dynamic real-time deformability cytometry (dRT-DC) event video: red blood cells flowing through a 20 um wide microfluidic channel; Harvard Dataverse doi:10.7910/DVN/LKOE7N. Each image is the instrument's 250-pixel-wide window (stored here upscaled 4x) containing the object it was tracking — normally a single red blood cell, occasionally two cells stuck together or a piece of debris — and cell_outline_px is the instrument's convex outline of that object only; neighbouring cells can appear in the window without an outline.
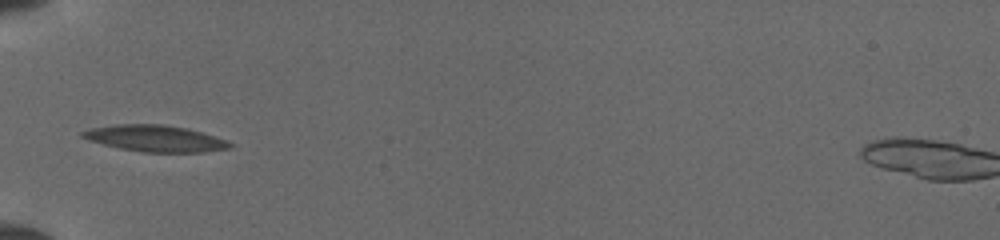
{"species": "common noctule bat (a hibernating species)", "species_latin": "Nyctalus noctula", "temperature_condition": "cold", "stored_images_in_passage": 32, "camera_frame_rate_fps": 3000, "um_per_image_px": 0.085, "animal": {"sex": "female", "body_mass_g": 19.5, "forearm_length_mm": 54.1}, "frame": {"image": 1, "passage_image": 1, "time_ms": 0.0, "image_size_px": [1000, 240], "cell_outline_px": [[236, 144], [232, 148], [204, 152], [144, 152], [120, 148], [88, 140], [80, 136], [80, 132], [92, 128], [116, 124], [164, 124], [188, 128], [216, 136], [228, 140]], "centroid_in_image_um": [13.27, 11.76], "position_along_channel_um": 71.7, "area_um2": 22.89}}
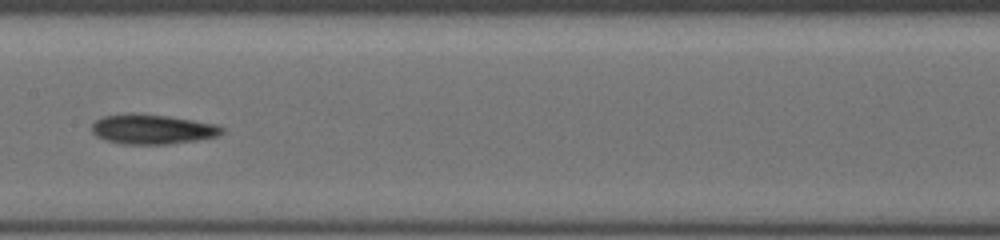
{"frame": {"image": 2, "passage_image": 10, "time_ms": 3.0, "image_size_px": [1000, 240], "cell_outline_px": [[224, 132], [220, 136], [196, 140], [168, 144], [120, 144], [104, 140], [96, 136], [92, 132], [92, 124], [96, 120], [104, 116], [124, 112], [132, 112], [168, 116], [216, 124], [224, 128]], "centroid_in_image_um": [12.93, 10.98], "position_along_channel_um": 194.5, "area_um2": 22.89}}
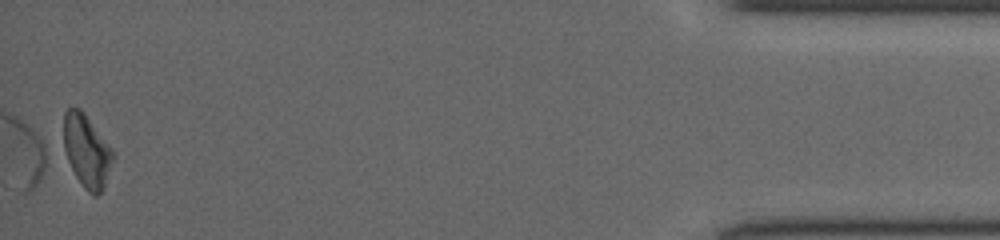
{"frame": {"image": 3, "passage_image": 32, "time_ms": 10.333, "image_size_px": [1000, 240], "cell_outline_px": [[116, 156], [104, 188], [96, 196], [92, 196], [84, 188], [76, 176], [60, 148], [64, 112], [68, 108], [80, 108], [84, 112], [116, 152]], "centroid_in_image_um": [7.35, 12.81], "position_along_channel_um": 427.9, "area_um2": 22.02}}